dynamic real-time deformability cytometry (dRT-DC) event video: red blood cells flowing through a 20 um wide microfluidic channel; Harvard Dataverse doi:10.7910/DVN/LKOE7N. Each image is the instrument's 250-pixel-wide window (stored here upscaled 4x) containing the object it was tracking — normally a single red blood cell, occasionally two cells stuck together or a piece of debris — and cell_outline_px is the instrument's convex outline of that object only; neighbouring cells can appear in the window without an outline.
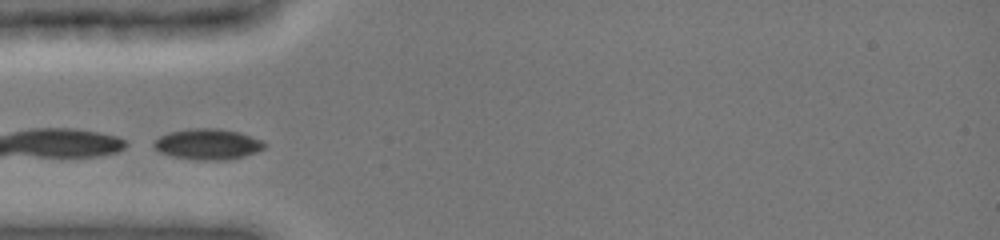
{"species": "common noctule bat (a hibernating species)", "species_latin": "Nyctalus noctula", "temperature_condition": "cold", "stored_images_in_passage": 5, "camera_frame_rate_fps": 3000, "um_per_image_px": 0.085, "animal": {"sex": "female", "body_mass_g": 19.0, "forearm_length_mm": 51.5}, "frame": {"image": 1, "passage_image": 4, "time_ms": 2.667, "image_size_px": [1000, 240], "cell_outline_px": [[268, 144], [264, 148], [256, 152], [244, 156], [220, 160], [196, 160], [172, 156], [160, 152], [152, 144], [160, 136], [168, 132], [188, 128], [220, 128], [240, 132], [260, 140]], "centroid_in_image_um": [17.66, 12.24], "position_along_channel_um": 67.3, "area_um2": 19.83}}